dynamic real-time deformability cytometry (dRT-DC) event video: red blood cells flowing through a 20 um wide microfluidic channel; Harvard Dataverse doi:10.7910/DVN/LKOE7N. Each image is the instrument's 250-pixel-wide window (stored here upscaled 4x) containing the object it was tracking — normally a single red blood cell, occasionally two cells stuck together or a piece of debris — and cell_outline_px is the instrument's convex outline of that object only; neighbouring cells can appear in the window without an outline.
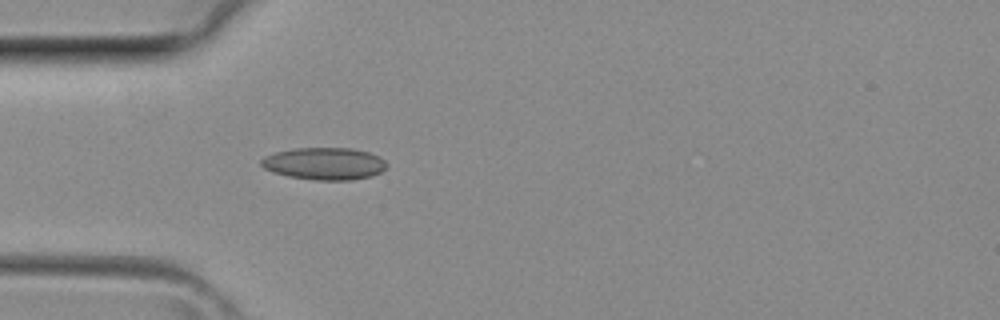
{"species": "common noctule bat (a hibernating species)", "species_latin": "Nyctalus noctula", "temperature_condition": "room temperature", "stored_images_in_passage": 30, "camera_frame_rate_fps": 3000, "um_per_image_px": 0.085, "animal": {"sex": "female", "body_mass_g": 29.2, "forearm_length_mm": 56.3}, "frame": {"image": 1, "passage_image": 5, "time_ms": 1.333, "image_size_px": [1000, 320], "cell_outline_px": [[388, 164], [380, 172], [372, 176], [352, 180], [316, 180], [288, 176], [272, 172], [264, 168], [260, 164], [260, 160], [264, 156], [276, 152], [292, 148], [352, 148], [368, 152], [380, 156]], "centroid_in_image_um": [27.56, 13.9], "position_along_channel_um": 57.4, "area_um2": 23.7}}
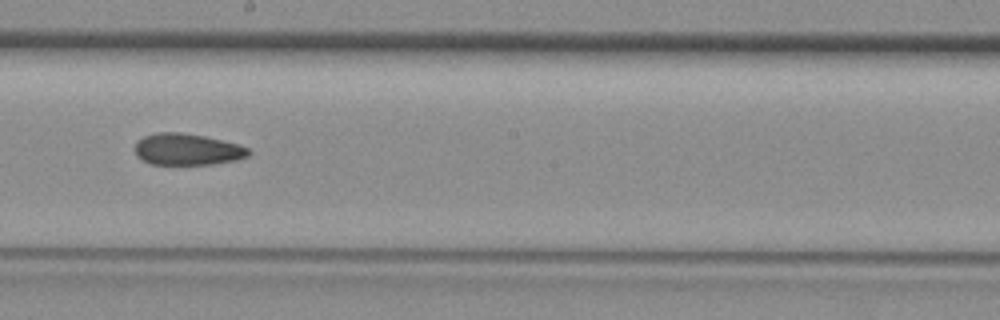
{"frame": {"image": 2, "passage_image": 15, "time_ms": 4.667, "image_size_px": [1000, 320], "cell_outline_px": [[252, 152], [248, 156], [236, 160], [212, 164], [152, 164], [136, 156], [136, 140], [144, 136], [156, 132], [180, 132], [204, 136], [240, 144], [248, 148]], "centroid_in_image_um": [15.93, 12.69], "position_along_channel_um": 232.3, "area_um2": 20.92}}
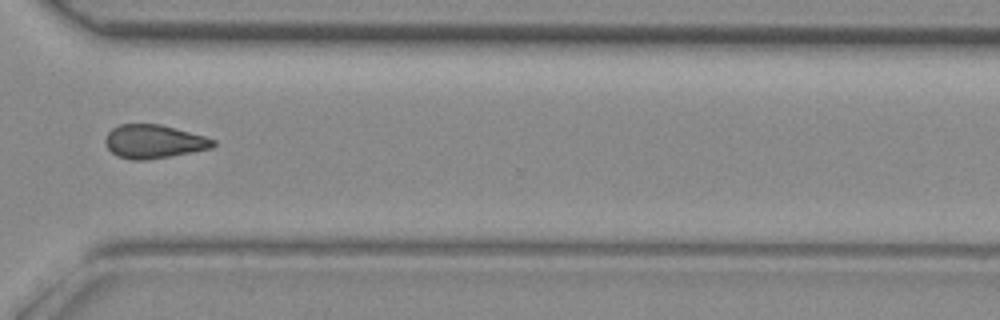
{"frame": {"image": 3, "passage_image": 22, "time_ms": 7.0, "image_size_px": [1000, 320], "cell_outline_px": [[216, 144], [212, 148], [192, 152], [148, 160], [132, 160], [120, 156], [112, 152], [108, 148], [104, 140], [108, 132], [112, 128], [120, 124], [160, 124], [176, 128], [204, 136], [216, 140]], "centroid_in_image_um": [13.09, 12.03], "position_along_channel_um": 357.5, "area_um2": 21.04}}